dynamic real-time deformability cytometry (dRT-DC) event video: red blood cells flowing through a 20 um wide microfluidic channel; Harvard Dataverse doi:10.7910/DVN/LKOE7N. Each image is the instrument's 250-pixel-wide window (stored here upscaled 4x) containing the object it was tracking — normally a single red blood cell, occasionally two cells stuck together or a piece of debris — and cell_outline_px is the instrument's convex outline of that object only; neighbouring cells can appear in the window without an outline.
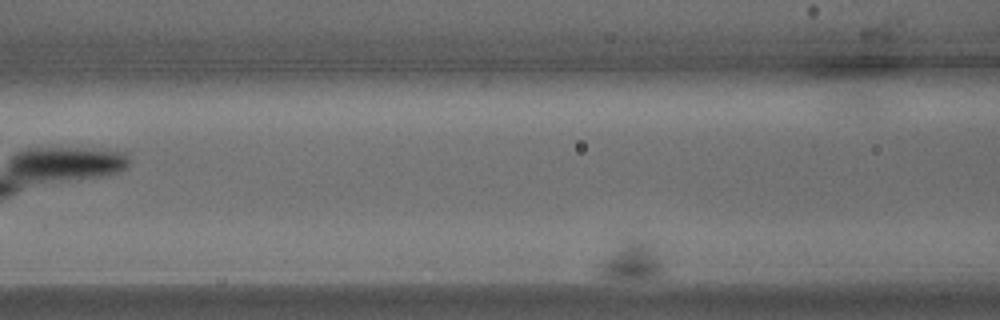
{"species": "common noctule bat (a hibernating species)", "species_latin": "Nyctalus noctula", "temperature_condition": "warm", "stored_images_in_passage": 95, "camera_frame_rate_fps": 3000, "um_per_image_px": 0.085, "animal": {"sex": "male", "body_mass_g": 15.6}, "frame": {"image": 1, "passage_image": 12, "time_ms": 3.667, "image_size_px": [1000, 320], "cell_outline_px": [[664, 268], [660, 276], [656, 280], [620, 280], [596, 276], [604, 264], [624, 240], [636, 236], [652, 244]], "centroid_in_image_um": [53.81, 22.27], "position_along_channel_um": 112.8, "area_um2": 14.33}}
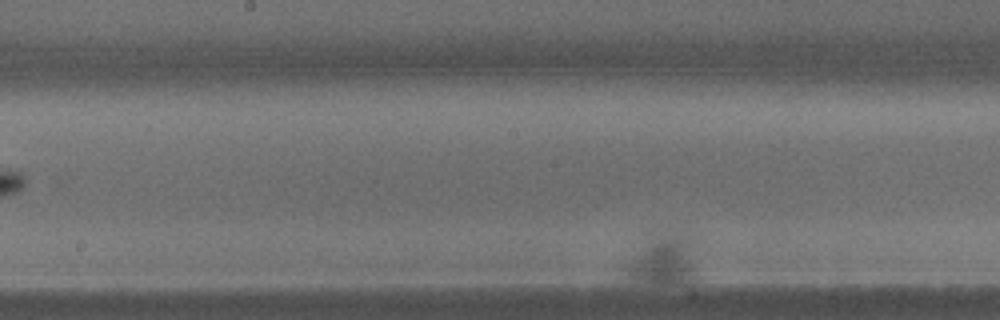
{"frame": {"image": 2, "passage_image": 53, "time_ms": 17.333, "image_size_px": [1000, 320], "cell_outline_px": [[696, 280], [684, 284], [652, 284], [628, 280], [620, 276], [660, 236], [676, 236], [692, 268]], "centroid_in_image_um": [56.25, 22.47], "position_along_channel_um": 191.9, "area_um2": 16.76}}
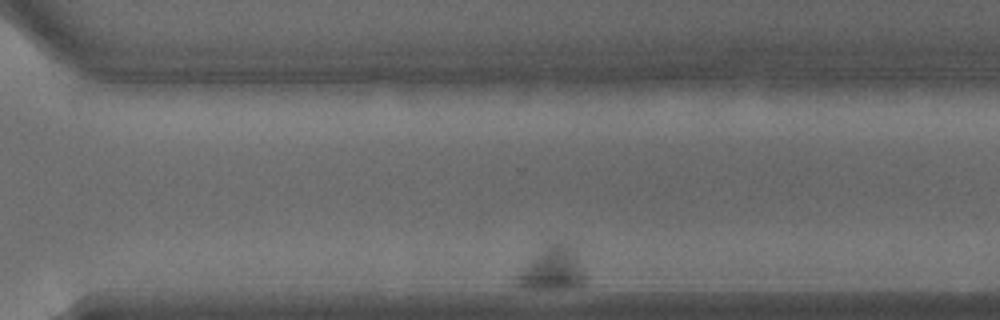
{"frame": {"image": 3, "passage_image": 85, "time_ms": 28.0, "image_size_px": [1000, 320], "cell_outline_px": [[588, 276], [584, 284], [580, 288], [516, 288], [512, 284], [512, 276], [552, 244], [564, 244], [576, 256]], "centroid_in_image_um": [46.91, 22.99], "position_along_channel_um": 323.7, "area_um2": 16.76}}